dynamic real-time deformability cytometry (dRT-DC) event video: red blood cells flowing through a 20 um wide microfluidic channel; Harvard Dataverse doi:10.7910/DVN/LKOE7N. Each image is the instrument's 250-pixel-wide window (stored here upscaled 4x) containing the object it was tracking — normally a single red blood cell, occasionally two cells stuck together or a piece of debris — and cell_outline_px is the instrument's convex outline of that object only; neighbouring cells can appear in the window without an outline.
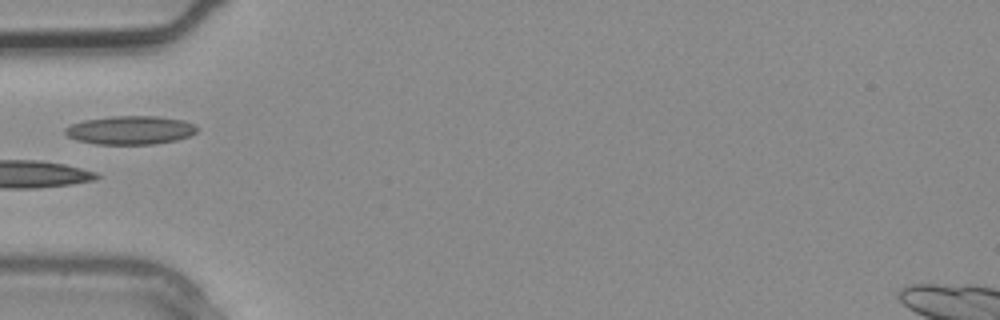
{"species": "common noctule bat (a hibernating species)", "species_latin": "Nyctalus noctula", "temperature_condition": "warm", "stored_images_in_passage": 4, "camera_frame_rate_fps": 3000, "um_per_image_px": 0.085, "animal": {"sex": "male", "body_mass_g": 20.4}, "frame": {"image": 1, "passage_image": 4, "time_ms": 1.0, "image_size_px": [1000, 320], "cell_outline_px": [[196, 132], [188, 136], [176, 140], [152, 144], [96, 144], [76, 140], [68, 136], [64, 132], [64, 128], [72, 124], [84, 120], [112, 116], [156, 116], [184, 120], [192, 124], [196, 128]], "centroid_in_image_um": [11.04, 11.06], "position_along_channel_um": 74.0, "area_um2": 21.79}}